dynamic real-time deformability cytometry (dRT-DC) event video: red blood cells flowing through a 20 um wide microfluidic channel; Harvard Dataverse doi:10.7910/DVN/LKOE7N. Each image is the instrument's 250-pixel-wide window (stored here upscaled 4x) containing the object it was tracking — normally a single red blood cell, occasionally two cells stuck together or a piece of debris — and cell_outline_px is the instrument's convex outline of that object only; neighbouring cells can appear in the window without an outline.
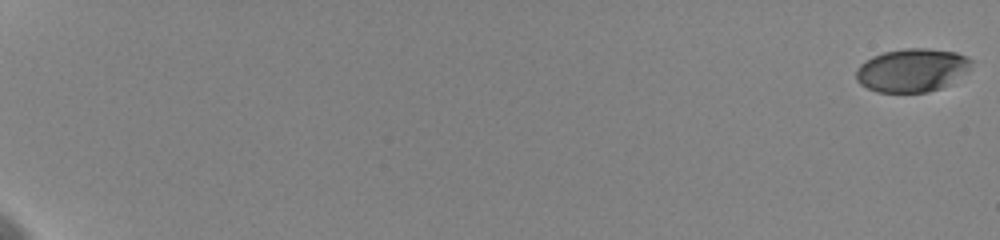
{"species": "human", "species_latin": "Homo sapiens", "temperature_condition": "cold", "stored_images_in_passage": 11, "camera_frame_rate_fps": 3000, "um_per_image_px": 0.085, "donor": {"sex": "female"}, "frame": {"image": 1, "passage_image": 1, "time_ms": 0.0, "image_size_px": [1000, 240], "cell_outline_px": [[972, 60], [968, 68], [948, 84], [940, 88], [928, 92], [876, 92], [860, 84], [856, 80], [856, 72], [860, 64], [864, 60], [872, 56], [884, 52], [904, 48], [928, 48], [956, 52], [968, 56]], "centroid_in_image_um": [77.47, 5.95], "position_along_channel_um": 7.5, "area_um2": 28.9}}
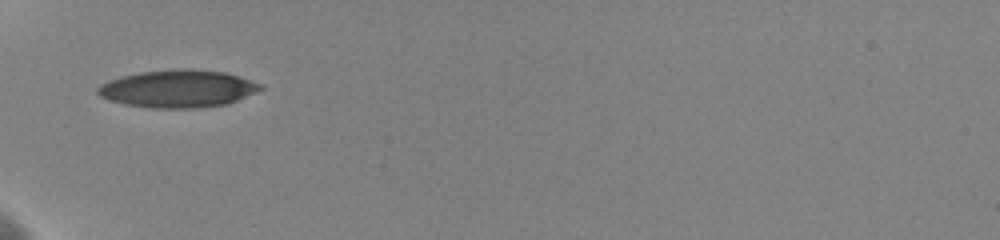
{"frame": {"image": 2, "passage_image": 9, "time_ms": 8.0, "image_size_px": [1000, 240], "cell_outline_px": [[264, 88], [256, 92], [228, 104], [200, 108], [152, 108], [128, 104], [108, 100], [100, 96], [96, 92], [96, 88], [100, 84], [108, 80], [120, 76], [140, 72], [184, 68], [224, 72], [264, 84]], "centroid_in_image_um": [15.12, 7.54], "position_along_channel_um": 69.9, "area_um2": 35.72}}
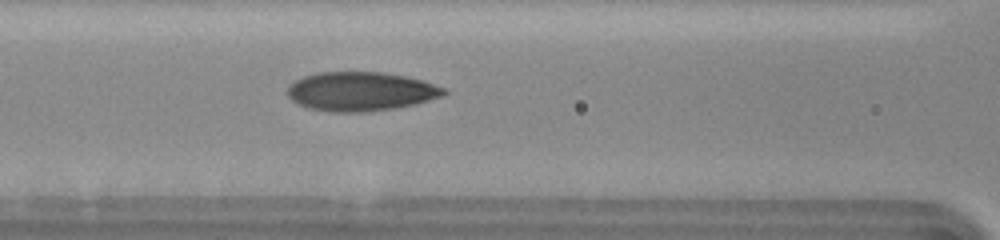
{"frame": {"image": 3, "passage_image": 11, "time_ms": 10.0, "image_size_px": [1000, 240], "cell_outline_px": [[448, 92], [444, 96], [416, 104], [392, 108], [360, 112], [332, 112], [308, 108], [292, 100], [288, 96], [288, 88], [296, 80], [304, 76], [316, 72], [384, 72], [424, 80], [444, 88]], "centroid_in_image_um": [30.69, 7.76], "position_along_channel_um": 135.9, "area_um2": 35.49}}